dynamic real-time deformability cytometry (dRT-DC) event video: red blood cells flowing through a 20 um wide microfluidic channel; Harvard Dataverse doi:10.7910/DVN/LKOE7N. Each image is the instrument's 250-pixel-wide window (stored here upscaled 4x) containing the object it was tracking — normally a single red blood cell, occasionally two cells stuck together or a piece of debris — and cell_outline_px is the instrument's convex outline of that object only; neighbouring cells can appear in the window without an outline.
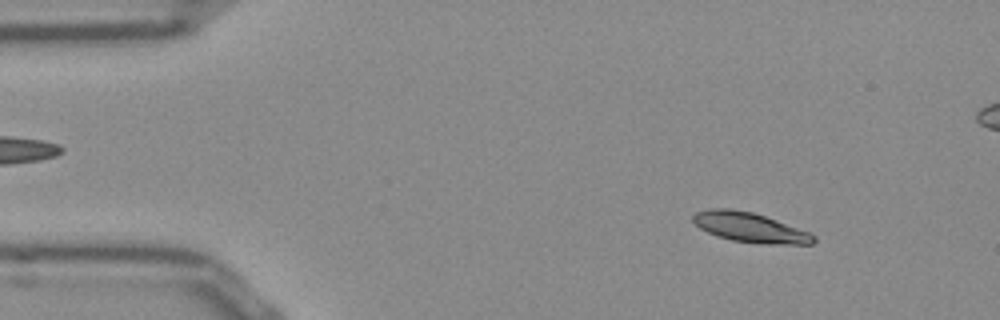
{"species": "Egyptian fruit bat (a non-hibernating species)", "species_latin": "Rousettus aegyptiacus", "temperature_condition": "room temperature", "stored_images_in_passage": 53, "camera_frame_rate_fps": 3000, "um_per_image_px": 0.085, "frame": {"image": 1, "passage_image": 6, "time_ms": 1.667, "image_size_px": [1000, 320], "cell_outline_px": [[816, 240], [812, 244], [764, 244], [732, 240], [716, 236], [700, 228], [692, 220], [692, 216], [696, 212], [708, 208], [728, 208], [752, 212], [776, 220], [808, 232], [816, 236]], "centroid_in_image_um": [63.72, 19.33], "position_along_channel_um": 21.3, "area_um2": 20.75}}
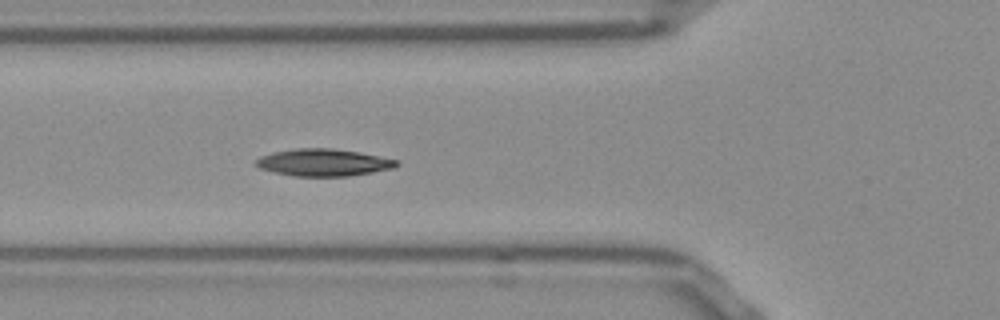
{"frame": {"image": 2, "passage_image": 18, "time_ms": 5.667, "image_size_px": [1000, 320], "cell_outline_px": [[400, 164], [392, 168], [372, 172], [348, 176], [296, 176], [276, 172], [260, 168], [252, 164], [260, 156], [272, 152], [296, 148], [332, 148], [356, 152], [396, 160]], "centroid_in_image_um": [27.43, 13.81], "position_along_channel_um": 98.4, "area_um2": 21.96}}
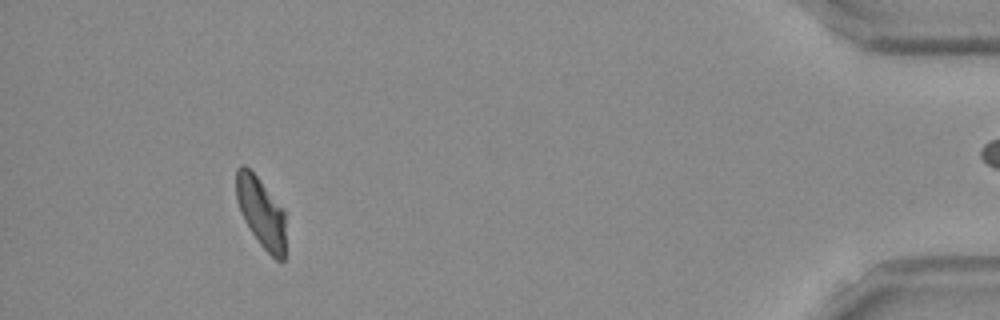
{"frame": {"image": 3, "passage_image": 48, "time_ms": 15.667, "image_size_px": [1000, 320], "cell_outline_px": [[284, 260], [276, 260], [260, 244], [244, 220], [240, 212], [236, 196], [236, 168], [240, 164], [244, 164], [256, 176], [284, 208]], "centroid_in_image_um": [22.17, 18.01], "position_along_channel_um": 413.0, "area_um2": 20.0}, "authors_computed_cell_mechanics": {"area_um2": 21.2704, "velocity_mm_per_s": 3.8191, "shape_relaxation_time_tau1_ms": 6.7949, "shape_relaxation_time_tau2_ms": 5.2202, "deformation_change_tau1": 0.1715, "deformation_change_tau2": 0.0814}}